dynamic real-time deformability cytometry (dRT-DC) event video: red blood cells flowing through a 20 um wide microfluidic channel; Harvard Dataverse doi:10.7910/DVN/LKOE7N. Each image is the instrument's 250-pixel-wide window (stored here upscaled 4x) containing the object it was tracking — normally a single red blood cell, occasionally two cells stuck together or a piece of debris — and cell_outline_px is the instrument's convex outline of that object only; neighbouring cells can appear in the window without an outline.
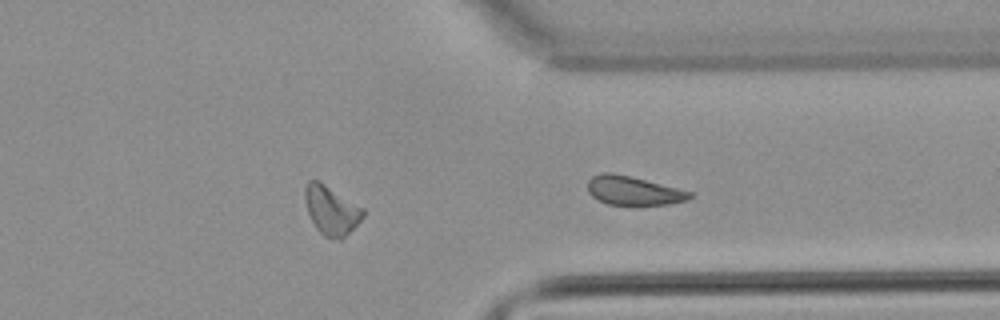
{"species": "common noctule bat (a hibernating species)", "species_latin": "Nyctalus noctula", "temperature_condition": "warm", "stored_images_in_passage": 38, "camera_frame_rate_fps": 3000, "um_per_image_px": 0.085, "animal": {"sex": "male", "body_mass_g": 21.5, "forearm_length_mm": 52.0}, "frame": {"image": 1, "passage_image": 27, "time_ms": 8.667, "image_size_px": [1000, 320], "cell_outline_px": [[364, 216], [340, 240], [324, 236], [316, 228], [308, 212], [304, 196], [304, 188], [308, 180], [320, 180], [364, 208]], "centroid_in_image_um": [28.14, 17.83], "position_along_channel_um": 383.3, "area_um2": 16.47}}